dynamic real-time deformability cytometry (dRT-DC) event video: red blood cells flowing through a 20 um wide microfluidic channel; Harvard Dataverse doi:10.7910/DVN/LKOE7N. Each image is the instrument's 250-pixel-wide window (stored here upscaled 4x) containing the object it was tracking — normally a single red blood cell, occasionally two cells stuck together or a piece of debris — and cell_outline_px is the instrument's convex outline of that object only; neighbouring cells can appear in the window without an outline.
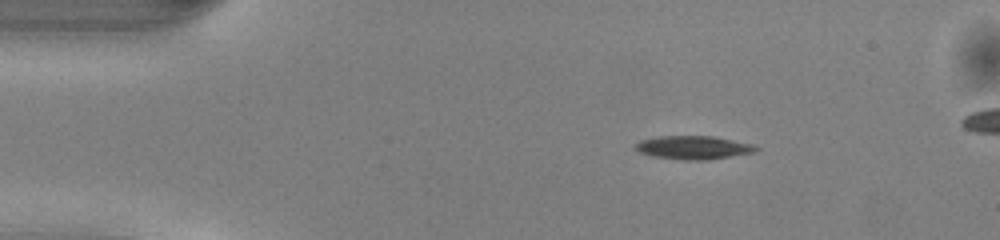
{"species": "common noctule bat (a hibernating species)", "species_latin": "Nyctalus noctula", "temperature_condition": "warm", "stored_images_in_passage": 42, "camera_frame_rate_fps": 3000, "um_per_image_px": 0.085, "animal": {"sex": "male", "body_mass_g": 13.0, "forearm_length_mm": 53.1}, "frame": {"image": 1, "passage_image": 1, "time_ms": 0.0, "image_size_px": [1000, 240], "cell_outline_px": [[760, 148], [752, 152], [708, 160], [684, 160], [652, 156], [640, 152], [636, 148], [636, 144], [640, 140], [660, 136], [712, 136], [752, 144]], "centroid_in_image_um": [58.92, 12.54], "position_along_channel_um": 26.1, "area_um2": 16.18}}
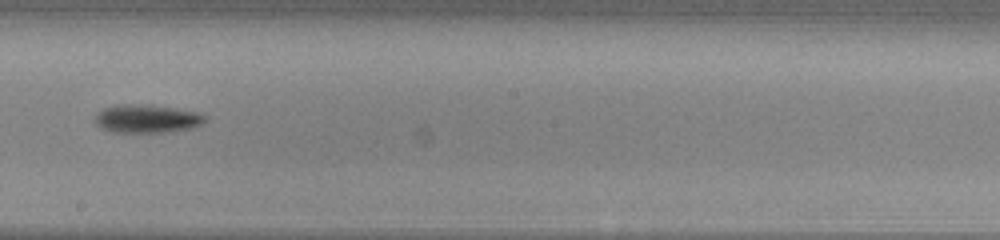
{"frame": {"image": 2, "passage_image": 21, "time_ms": 6.667, "image_size_px": [1000, 240], "cell_outline_px": [[208, 120], [192, 128], [164, 132], [112, 132], [100, 128], [96, 124], [96, 112], [104, 108], [116, 104], [152, 104], [176, 108], [196, 112], [208, 116]], "centroid_in_image_um": [12.48, 10.07], "position_along_channel_um": 235.7, "area_um2": 18.38}}
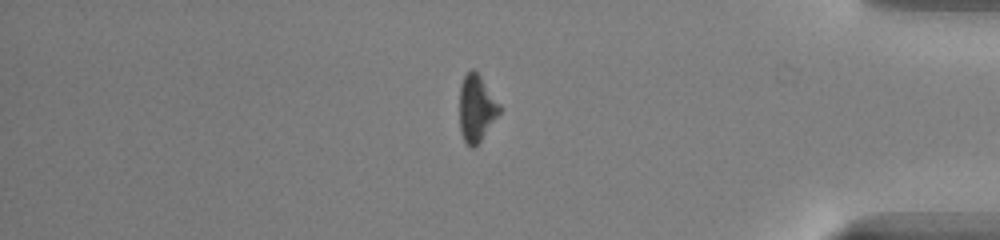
{"frame": {"image": 3, "passage_image": 35, "time_ms": 11.333, "image_size_px": [1000, 240], "cell_outline_px": [[500, 112], [476, 148], [468, 148], [460, 132], [460, 84], [464, 76], [472, 68], [480, 76], [500, 104]], "centroid_in_image_um": [40.48, 9.25], "position_along_channel_um": 394.7, "area_um2": 15.55}, "authors_computed_cell_mechanics": {"area_um2": 16.473, "velocity_mm_per_s": 4.0997, "shape_relaxation_time_tau1_ms": 2.0453, "shape_relaxation_time_tau2_ms": null, "deformation_change_tau1": 0.1045, "deformation_change_tau2": null}}